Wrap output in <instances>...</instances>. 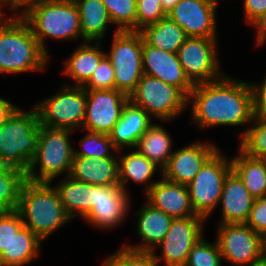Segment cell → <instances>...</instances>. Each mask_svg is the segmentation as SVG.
<instances>
[{
  "mask_svg": "<svg viewBox=\"0 0 266 266\" xmlns=\"http://www.w3.org/2000/svg\"><path fill=\"white\" fill-rule=\"evenodd\" d=\"M24 226L17 210L0 213V253L8 247L14 235Z\"/></svg>",
  "mask_w": 266,
  "mask_h": 266,
  "instance_id": "40",
  "label": "cell"
},
{
  "mask_svg": "<svg viewBox=\"0 0 266 266\" xmlns=\"http://www.w3.org/2000/svg\"><path fill=\"white\" fill-rule=\"evenodd\" d=\"M157 170L160 171V176H162L161 168L148 160L136 149L135 151L118 156L119 185L125 192H128L126 184L131 180L136 184H144L146 193L157 182V180L152 181V177Z\"/></svg>",
  "mask_w": 266,
  "mask_h": 266,
  "instance_id": "26",
  "label": "cell"
},
{
  "mask_svg": "<svg viewBox=\"0 0 266 266\" xmlns=\"http://www.w3.org/2000/svg\"><path fill=\"white\" fill-rule=\"evenodd\" d=\"M101 42L85 41L64 61L63 72L74 82L83 86L92 76L100 61L106 56Z\"/></svg>",
  "mask_w": 266,
  "mask_h": 266,
  "instance_id": "24",
  "label": "cell"
},
{
  "mask_svg": "<svg viewBox=\"0 0 266 266\" xmlns=\"http://www.w3.org/2000/svg\"><path fill=\"white\" fill-rule=\"evenodd\" d=\"M70 177L91 185H119L117 157L73 156Z\"/></svg>",
  "mask_w": 266,
  "mask_h": 266,
  "instance_id": "23",
  "label": "cell"
},
{
  "mask_svg": "<svg viewBox=\"0 0 266 266\" xmlns=\"http://www.w3.org/2000/svg\"><path fill=\"white\" fill-rule=\"evenodd\" d=\"M143 74L158 78L163 82L179 88L187 97L194 85L186 77L177 53H170L148 45L143 40L142 47Z\"/></svg>",
  "mask_w": 266,
  "mask_h": 266,
  "instance_id": "18",
  "label": "cell"
},
{
  "mask_svg": "<svg viewBox=\"0 0 266 266\" xmlns=\"http://www.w3.org/2000/svg\"><path fill=\"white\" fill-rule=\"evenodd\" d=\"M218 149L213 142L195 141L174 150L167 166L162 170V176L166 180L187 185Z\"/></svg>",
  "mask_w": 266,
  "mask_h": 266,
  "instance_id": "17",
  "label": "cell"
},
{
  "mask_svg": "<svg viewBox=\"0 0 266 266\" xmlns=\"http://www.w3.org/2000/svg\"><path fill=\"white\" fill-rule=\"evenodd\" d=\"M253 94V117L266 119V76L263 82L250 83Z\"/></svg>",
  "mask_w": 266,
  "mask_h": 266,
  "instance_id": "42",
  "label": "cell"
},
{
  "mask_svg": "<svg viewBox=\"0 0 266 266\" xmlns=\"http://www.w3.org/2000/svg\"><path fill=\"white\" fill-rule=\"evenodd\" d=\"M114 83V70L111 61L105 56L83 87L86 90L114 89Z\"/></svg>",
  "mask_w": 266,
  "mask_h": 266,
  "instance_id": "39",
  "label": "cell"
},
{
  "mask_svg": "<svg viewBox=\"0 0 266 266\" xmlns=\"http://www.w3.org/2000/svg\"><path fill=\"white\" fill-rule=\"evenodd\" d=\"M87 134L81 139L80 150L74 149V156L79 157H116L114 154L118 150L113 146L112 140L109 134L91 132L83 130ZM114 152V153H112Z\"/></svg>",
  "mask_w": 266,
  "mask_h": 266,
  "instance_id": "34",
  "label": "cell"
},
{
  "mask_svg": "<svg viewBox=\"0 0 266 266\" xmlns=\"http://www.w3.org/2000/svg\"><path fill=\"white\" fill-rule=\"evenodd\" d=\"M219 0H179L167 14L188 37L217 38Z\"/></svg>",
  "mask_w": 266,
  "mask_h": 266,
  "instance_id": "16",
  "label": "cell"
},
{
  "mask_svg": "<svg viewBox=\"0 0 266 266\" xmlns=\"http://www.w3.org/2000/svg\"><path fill=\"white\" fill-rule=\"evenodd\" d=\"M6 166V164L0 158V171Z\"/></svg>",
  "mask_w": 266,
  "mask_h": 266,
  "instance_id": "50",
  "label": "cell"
},
{
  "mask_svg": "<svg viewBox=\"0 0 266 266\" xmlns=\"http://www.w3.org/2000/svg\"><path fill=\"white\" fill-rule=\"evenodd\" d=\"M83 42H101L113 24L102 0H77ZM110 23V24H109Z\"/></svg>",
  "mask_w": 266,
  "mask_h": 266,
  "instance_id": "27",
  "label": "cell"
},
{
  "mask_svg": "<svg viewBox=\"0 0 266 266\" xmlns=\"http://www.w3.org/2000/svg\"><path fill=\"white\" fill-rule=\"evenodd\" d=\"M38 123L52 128L82 130L86 110V89L64 83L58 93L38 101L33 106Z\"/></svg>",
  "mask_w": 266,
  "mask_h": 266,
  "instance_id": "7",
  "label": "cell"
},
{
  "mask_svg": "<svg viewBox=\"0 0 266 266\" xmlns=\"http://www.w3.org/2000/svg\"><path fill=\"white\" fill-rule=\"evenodd\" d=\"M0 266H5V264H4V262H3V259H2V257H1V255H0Z\"/></svg>",
  "mask_w": 266,
  "mask_h": 266,
  "instance_id": "51",
  "label": "cell"
},
{
  "mask_svg": "<svg viewBox=\"0 0 266 266\" xmlns=\"http://www.w3.org/2000/svg\"><path fill=\"white\" fill-rule=\"evenodd\" d=\"M187 104H192V123L201 129L243 126L254 118L250 83L225 74L218 80L194 85Z\"/></svg>",
  "mask_w": 266,
  "mask_h": 266,
  "instance_id": "1",
  "label": "cell"
},
{
  "mask_svg": "<svg viewBox=\"0 0 266 266\" xmlns=\"http://www.w3.org/2000/svg\"><path fill=\"white\" fill-rule=\"evenodd\" d=\"M39 137L36 109L25 111L20 106L0 126V158L9 166L28 170L35 156Z\"/></svg>",
  "mask_w": 266,
  "mask_h": 266,
  "instance_id": "6",
  "label": "cell"
},
{
  "mask_svg": "<svg viewBox=\"0 0 266 266\" xmlns=\"http://www.w3.org/2000/svg\"><path fill=\"white\" fill-rule=\"evenodd\" d=\"M62 1L76 2L77 0H62Z\"/></svg>",
  "mask_w": 266,
  "mask_h": 266,
  "instance_id": "52",
  "label": "cell"
},
{
  "mask_svg": "<svg viewBox=\"0 0 266 266\" xmlns=\"http://www.w3.org/2000/svg\"><path fill=\"white\" fill-rule=\"evenodd\" d=\"M254 266H266V260L265 259H261L258 263H256Z\"/></svg>",
  "mask_w": 266,
  "mask_h": 266,
  "instance_id": "49",
  "label": "cell"
},
{
  "mask_svg": "<svg viewBox=\"0 0 266 266\" xmlns=\"http://www.w3.org/2000/svg\"><path fill=\"white\" fill-rule=\"evenodd\" d=\"M72 133L68 129L52 128L39 124L35 156L26 171L27 181L53 183L52 181L61 174L66 173L63 175L65 177L70 174L75 149L70 142V134Z\"/></svg>",
  "mask_w": 266,
  "mask_h": 266,
  "instance_id": "4",
  "label": "cell"
},
{
  "mask_svg": "<svg viewBox=\"0 0 266 266\" xmlns=\"http://www.w3.org/2000/svg\"><path fill=\"white\" fill-rule=\"evenodd\" d=\"M167 16L161 0H136V31Z\"/></svg>",
  "mask_w": 266,
  "mask_h": 266,
  "instance_id": "38",
  "label": "cell"
},
{
  "mask_svg": "<svg viewBox=\"0 0 266 266\" xmlns=\"http://www.w3.org/2000/svg\"><path fill=\"white\" fill-rule=\"evenodd\" d=\"M151 119L153 118L142 107L128 100L123 107L120 120L109 134L113 146L118 150L117 153L121 154L124 147L134 150L138 140L153 124Z\"/></svg>",
  "mask_w": 266,
  "mask_h": 266,
  "instance_id": "22",
  "label": "cell"
},
{
  "mask_svg": "<svg viewBox=\"0 0 266 266\" xmlns=\"http://www.w3.org/2000/svg\"><path fill=\"white\" fill-rule=\"evenodd\" d=\"M250 26L256 28V46H261L266 43V14L260 16Z\"/></svg>",
  "mask_w": 266,
  "mask_h": 266,
  "instance_id": "45",
  "label": "cell"
},
{
  "mask_svg": "<svg viewBox=\"0 0 266 266\" xmlns=\"http://www.w3.org/2000/svg\"><path fill=\"white\" fill-rule=\"evenodd\" d=\"M221 152L218 149L187 184L193 209L206 220L219 206L224 181L232 171L231 159Z\"/></svg>",
  "mask_w": 266,
  "mask_h": 266,
  "instance_id": "10",
  "label": "cell"
},
{
  "mask_svg": "<svg viewBox=\"0 0 266 266\" xmlns=\"http://www.w3.org/2000/svg\"><path fill=\"white\" fill-rule=\"evenodd\" d=\"M18 107V105H14L10 101L0 96V126L7 121V119Z\"/></svg>",
  "mask_w": 266,
  "mask_h": 266,
  "instance_id": "46",
  "label": "cell"
},
{
  "mask_svg": "<svg viewBox=\"0 0 266 266\" xmlns=\"http://www.w3.org/2000/svg\"><path fill=\"white\" fill-rule=\"evenodd\" d=\"M254 197L239 177L231 171L223 184L219 204L221 218L219 224L245 223L252 208Z\"/></svg>",
  "mask_w": 266,
  "mask_h": 266,
  "instance_id": "21",
  "label": "cell"
},
{
  "mask_svg": "<svg viewBox=\"0 0 266 266\" xmlns=\"http://www.w3.org/2000/svg\"><path fill=\"white\" fill-rule=\"evenodd\" d=\"M262 257L266 260V233L262 235Z\"/></svg>",
  "mask_w": 266,
  "mask_h": 266,
  "instance_id": "48",
  "label": "cell"
},
{
  "mask_svg": "<svg viewBox=\"0 0 266 266\" xmlns=\"http://www.w3.org/2000/svg\"><path fill=\"white\" fill-rule=\"evenodd\" d=\"M46 0H2L3 7L7 8L12 12V16L9 17H22L25 15L31 8L45 2ZM18 10H20L18 12ZM15 13H14V12ZM20 12H22L20 14ZM14 13V14H13Z\"/></svg>",
  "mask_w": 266,
  "mask_h": 266,
  "instance_id": "44",
  "label": "cell"
},
{
  "mask_svg": "<svg viewBox=\"0 0 266 266\" xmlns=\"http://www.w3.org/2000/svg\"><path fill=\"white\" fill-rule=\"evenodd\" d=\"M245 22L251 25L260 16L266 14V0H244Z\"/></svg>",
  "mask_w": 266,
  "mask_h": 266,
  "instance_id": "43",
  "label": "cell"
},
{
  "mask_svg": "<svg viewBox=\"0 0 266 266\" xmlns=\"http://www.w3.org/2000/svg\"><path fill=\"white\" fill-rule=\"evenodd\" d=\"M179 0H161L163 10L168 14Z\"/></svg>",
  "mask_w": 266,
  "mask_h": 266,
  "instance_id": "47",
  "label": "cell"
},
{
  "mask_svg": "<svg viewBox=\"0 0 266 266\" xmlns=\"http://www.w3.org/2000/svg\"><path fill=\"white\" fill-rule=\"evenodd\" d=\"M205 221L203 216L173 219L166 236L156 246L161 248L162 254L159 256L152 251L157 263L162 261L165 266H185L191 249L203 236Z\"/></svg>",
  "mask_w": 266,
  "mask_h": 266,
  "instance_id": "13",
  "label": "cell"
},
{
  "mask_svg": "<svg viewBox=\"0 0 266 266\" xmlns=\"http://www.w3.org/2000/svg\"><path fill=\"white\" fill-rule=\"evenodd\" d=\"M129 192L120 185H94V197L90 212L82 219L93 227L111 230L125 220L131 207Z\"/></svg>",
  "mask_w": 266,
  "mask_h": 266,
  "instance_id": "15",
  "label": "cell"
},
{
  "mask_svg": "<svg viewBox=\"0 0 266 266\" xmlns=\"http://www.w3.org/2000/svg\"><path fill=\"white\" fill-rule=\"evenodd\" d=\"M31 28L41 48L48 54L46 39H82L80 17L75 2L46 0L21 17Z\"/></svg>",
  "mask_w": 266,
  "mask_h": 266,
  "instance_id": "5",
  "label": "cell"
},
{
  "mask_svg": "<svg viewBox=\"0 0 266 266\" xmlns=\"http://www.w3.org/2000/svg\"><path fill=\"white\" fill-rule=\"evenodd\" d=\"M144 41L166 52L177 53L188 36L169 16L140 30Z\"/></svg>",
  "mask_w": 266,
  "mask_h": 266,
  "instance_id": "30",
  "label": "cell"
},
{
  "mask_svg": "<svg viewBox=\"0 0 266 266\" xmlns=\"http://www.w3.org/2000/svg\"><path fill=\"white\" fill-rule=\"evenodd\" d=\"M217 237L222 260L235 266H254L262 257V236L245 223L219 224Z\"/></svg>",
  "mask_w": 266,
  "mask_h": 266,
  "instance_id": "12",
  "label": "cell"
},
{
  "mask_svg": "<svg viewBox=\"0 0 266 266\" xmlns=\"http://www.w3.org/2000/svg\"><path fill=\"white\" fill-rule=\"evenodd\" d=\"M42 240L23 226L1 253L5 266H23L40 255Z\"/></svg>",
  "mask_w": 266,
  "mask_h": 266,
  "instance_id": "31",
  "label": "cell"
},
{
  "mask_svg": "<svg viewBox=\"0 0 266 266\" xmlns=\"http://www.w3.org/2000/svg\"><path fill=\"white\" fill-rule=\"evenodd\" d=\"M129 100L149 116L170 122L188 108V97L177 87L143 74Z\"/></svg>",
  "mask_w": 266,
  "mask_h": 266,
  "instance_id": "9",
  "label": "cell"
},
{
  "mask_svg": "<svg viewBox=\"0 0 266 266\" xmlns=\"http://www.w3.org/2000/svg\"><path fill=\"white\" fill-rule=\"evenodd\" d=\"M143 40L140 31L115 29L110 51L106 52L114 70V89L128 96L143 76Z\"/></svg>",
  "mask_w": 266,
  "mask_h": 266,
  "instance_id": "8",
  "label": "cell"
},
{
  "mask_svg": "<svg viewBox=\"0 0 266 266\" xmlns=\"http://www.w3.org/2000/svg\"><path fill=\"white\" fill-rule=\"evenodd\" d=\"M173 143L169 132L159 124H152L138 140L134 149L163 170L172 153Z\"/></svg>",
  "mask_w": 266,
  "mask_h": 266,
  "instance_id": "29",
  "label": "cell"
},
{
  "mask_svg": "<svg viewBox=\"0 0 266 266\" xmlns=\"http://www.w3.org/2000/svg\"><path fill=\"white\" fill-rule=\"evenodd\" d=\"M135 213L137 218L136 233L143 242L138 245L124 244L123 246L134 251H155L156 246L166 236L173 218L163 211L153 208L147 202Z\"/></svg>",
  "mask_w": 266,
  "mask_h": 266,
  "instance_id": "20",
  "label": "cell"
},
{
  "mask_svg": "<svg viewBox=\"0 0 266 266\" xmlns=\"http://www.w3.org/2000/svg\"><path fill=\"white\" fill-rule=\"evenodd\" d=\"M246 128L240 133L238 149L250 157L266 159V119L254 117Z\"/></svg>",
  "mask_w": 266,
  "mask_h": 266,
  "instance_id": "33",
  "label": "cell"
},
{
  "mask_svg": "<svg viewBox=\"0 0 266 266\" xmlns=\"http://www.w3.org/2000/svg\"><path fill=\"white\" fill-rule=\"evenodd\" d=\"M49 57L21 17H6L0 23L2 75L45 71Z\"/></svg>",
  "mask_w": 266,
  "mask_h": 266,
  "instance_id": "2",
  "label": "cell"
},
{
  "mask_svg": "<svg viewBox=\"0 0 266 266\" xmlns=\"http://www.w3.org/2000/svg\"><path fill=\"white\" fill-rule=\"evenodd\" d=\"M231 158V169L254 198L266 196V159L246 155L240 149Z\"/></svg>",
  "mask_w": 266,
  "mask_h": 266,
  "instance_id": "28",
  "label": "cell"
},
{
  "mask_svg": "<svg viewBox=\"0 0 266 266\" xmlns=\"http://www.w3.org/2000/svg\"><path fill=\"white\" fill-rule=\"evenodd\" d=\"M129 96L116 89L86 90L82 130L110 134L120 120Z\"/></svg>",
  "mask_w": 266,
  "mask_h": 266,
  "instance_id": "14",
  "label": "cell"
},
{
  "mask_svg": "<svg viewBox=\"0 0 266 266\" xmlns=\"http://www.w3.org/2000/svg\"><path fill=\"white\" fill-rule=\"evenodd\" d=\"M116 29L136 31V0H102Z\"/></svg>",
  "mask_w": 266,
  "mask_h": 266,
  "instance_id": "35",
  "label": "cell"
},
{
  "mask_svg": "<svg viewBox=\"0 0 266 266\" xmlns=\"http://www.w3.org/2000/svg\"><path fill=\"white\" fill-rule=\"evenodd\" d=\"M101 266H158L152 252L134 251L122 246L110 254Z\"/></svg>",
  "mask_w": 266,
  "mask_h": 266,
  "instance_id": "37",
  "label": "cell"
},
{
  "mask_svg": "<svg viewBox=\"0 0 266 266\" xmlns=\"http://www.w3.org/2000/svg\"><path fill=\"white\" fill-rule=\"evenodd\" d=\"M27 181L26 172L6 165L0 171V213L17 210L20 194Z\"/></svg>",
  "mask_w": 266,
  "mask_h": 266,
  "instance_id": "32",
  "label": "cell"
},
{
  "mask_svg": "<svg viewBox=\"0 0 266 266\" xmlns=\"http://www.w3.org/2000/svg\"><path fill=\"white\" fill-rule=\"evenodd\" d=\"M144 195L148 204L173 219L200 216L192 207L187 185L166 180L162 176Z\"/></svg>",
  "mask_w": 266,
  "mask_h": 266,
  "instance_id": "19",
  "label": "cell"
},
{
  "mask_svg": "<svg viewBox=\"0 0 266 266\" xmlns=\"http://www.w3.org/2000/svg\"><path fill=\"white\" fill-rule=\"evenodd\" d=\"M217 38L188 37L177 51V56L186 77L193 84L220 79Z\"/></svg>",
  "mask_w": 266,
  "mask_h": 266,
  "instance_id": "11",
  "label": "cell"
},
{
  "mask_svg": "<svg viewBox=\"0 0 266 266\" xmlns=\"http://www.w3.org/2000/svg\"><path fill=\"white\" fill-rule=\"evenodd\" d=\"M62 179L54 187L65 211L71 219L78 215L83 219L92 208L94 185L78 181L69 175Z\"/></svg>",
  "mask_w": 266,
  "mask_h": 266,
  "instance_id": "25",
  "label": "cell"
},
{
  "mask_svg": "<svg viewBox=\"0 0 266 266\" xmlns=\"http://www.w3.org/2000/svg\"><path fill=\"white\" fill-rule=\"evenodd\" d=\"M245 224L261 236L266 233V196L254 199Z\"/></svg>",
  "mask_w": 266,
  "mask_h": 266,
  "instance_id": "41",
  "label": "cell"
},
{
  "mask_svg": "<svg viewBox=\"0 0 266 266\" xmlns=\"http://www.w3.org/2000/svg\"><path fill=\"white\" fill-rule=\"evenodd\" d=\"M222 262L218 242L209 243L202 236L191 249L185 266H222Z\"/></svg>",
  "mask_w": 266,
  "mask_h": 266,
  "instance_id": "36",
  "label": "cell"
},
{
  "mask_svg": "<svg viewBox=\"0 0 266 266\" xmlns=\"http://www.w3.org/2000/svg\"><path fill=\"white\" fill-rule=\"evenodd\" d=\"M17 211L24 226L42 241L72 221L52 183L26 181L21 190Z\"/></svg>",
  "mask_w": 266,
  "mask_h": 266,
  "instance_id": "3",
  "label": "cell"
}]
</instances>
